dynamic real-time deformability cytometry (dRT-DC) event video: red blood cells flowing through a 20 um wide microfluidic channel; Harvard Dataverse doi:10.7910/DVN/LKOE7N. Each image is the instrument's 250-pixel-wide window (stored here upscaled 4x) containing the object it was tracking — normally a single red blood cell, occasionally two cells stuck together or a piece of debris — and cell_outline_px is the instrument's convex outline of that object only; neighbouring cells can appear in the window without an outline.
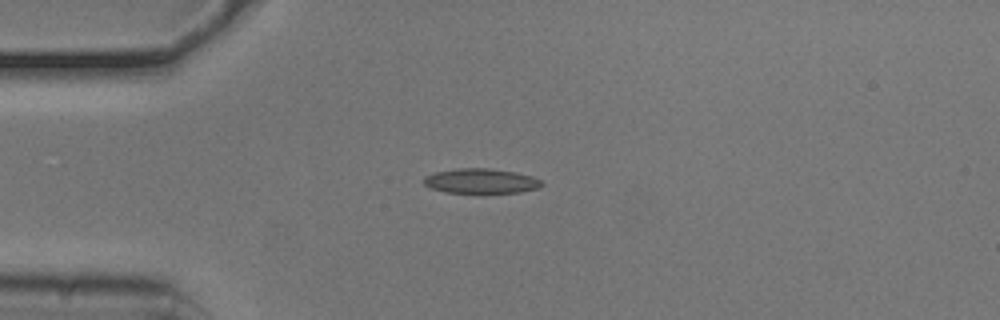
{"species": "common noctule bat (a hibernating species)", "species_latin": "Nyctalus noctula", "temperature_condition": "cold", "stored_images_in_passage": 41, "camera_frame_rate_fps": 3000, "um_per_image_px": 0.085, "animal": {"sex": "male", "body_mass_g": 20.5, "forearm_length_mm": 52.5}, "frame": {"image": 1, "passage_image": 1, "time_ms": 0.0, "image_size_px": [1000, 320], "cell_outline_px": [[544, 184], [536, 188], [520, 192], [444, 192], [432, 188], [424, 184], [424, 176], [432, 172], [460, 168], [488, 168], [512, 172], [532, 176], [540, 180]], "centroid_in_image_um": [40.83, 15.37], "position_along_channel_um": 44.2, "area_um2": 16.76}}
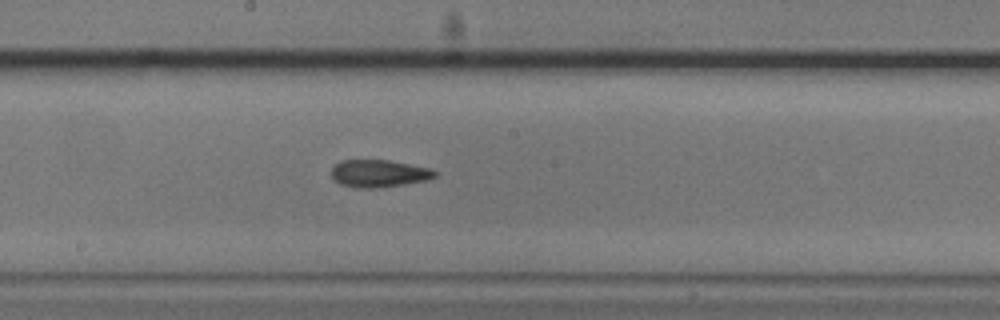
{"frame": {"image": 2, "passage_image": 16, "time_ms": 5.0, "image_size_px": [1000, 320], "cell_outline_px": [[440, 172], [436, 176], [428, 180], [404, 184], [376, 188], [356, 188], [340, 184], [332, 176], [332, 168], [340, 160], [388, 160], [432, 168]], "centroid_in_image_um": [32.26, 14.74], "position_along_channel_um": 215.9, "area_um2": 16.65}}
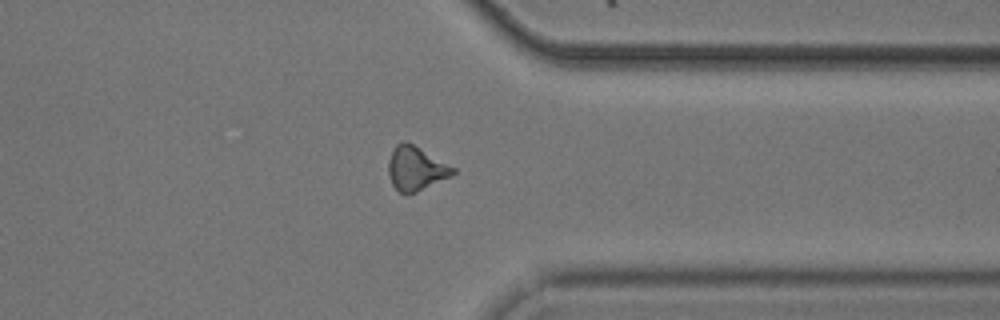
{"frame": {"image": 3, "passage_image": 29, "time_ms": 9.333, "image_size_px": [1000, 320], "cell_outline_px": [[456, 172], [452, 176], [408, 196], [400, 192], [392, 184], [388, 172], [388, 160], [396, 144], [404, 140], [412, 144], [456, 168]], "centroid_in_image_um": [35.35, 14.34], "position_along_channel_um": 376.0, "area_um2": 16.59}, "authors_computed_cell_mechanics": {"area_um2": 16.5886, "velocity_mm_per_s": 3.7913, "shape_relaxation_time_tau1_ms": 5.335, "shape_relaxation_time_tau2_ms": 4.0404, "deformation_change_tau1": 0.1231, "deformation_change_tau2": 0.128}}